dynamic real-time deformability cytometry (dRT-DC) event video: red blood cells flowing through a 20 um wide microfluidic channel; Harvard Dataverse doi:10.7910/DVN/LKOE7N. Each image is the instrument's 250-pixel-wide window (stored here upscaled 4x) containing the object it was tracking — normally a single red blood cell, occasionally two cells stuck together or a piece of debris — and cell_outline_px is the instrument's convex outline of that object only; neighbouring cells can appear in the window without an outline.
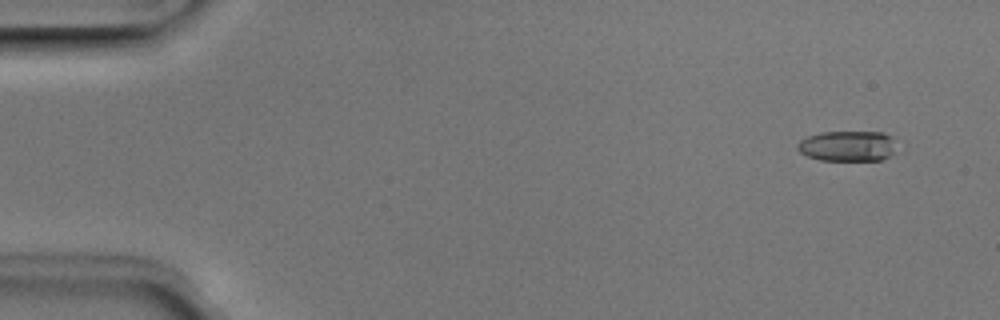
{"species": "Egyptian fruit bat (a non-hibernating species)", "species_latin": "Rousettus aegyptiacus", "temperature_condition": "room temperature", "stored_images_in_passage": 5, "camera_frame_rate_fps": 3000, "um_per_image_px": 0.085, "animal": {"sex": "male"}, "frame": {"image": 1, "passage_image": 2, "time_ms": 0.333, "image_size_px": [1000, 320], "cell_outline_px": [[900, 140], [892, 152], [888, 156], [880, 160], [820, 160], [808, 156], [800, 152], [796, 148], [796, 144], [800, 140], [808, 136], [820, 132], [884, 132]], "centroid_in_image_um": [72.08, 12.39], "position_along_channel_um": 12.9, "area_um2": 17.86}}